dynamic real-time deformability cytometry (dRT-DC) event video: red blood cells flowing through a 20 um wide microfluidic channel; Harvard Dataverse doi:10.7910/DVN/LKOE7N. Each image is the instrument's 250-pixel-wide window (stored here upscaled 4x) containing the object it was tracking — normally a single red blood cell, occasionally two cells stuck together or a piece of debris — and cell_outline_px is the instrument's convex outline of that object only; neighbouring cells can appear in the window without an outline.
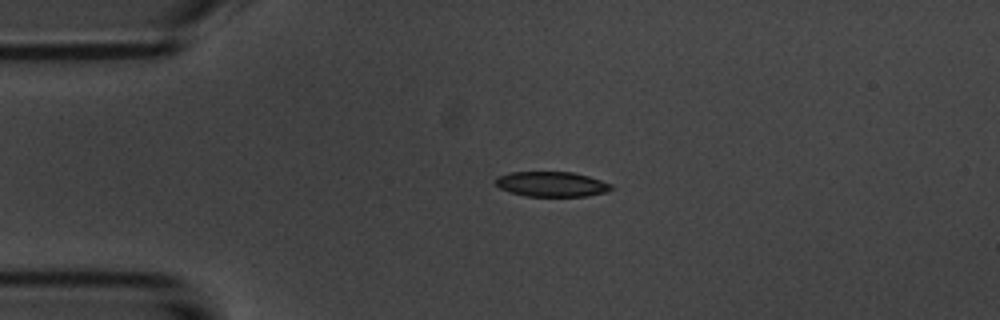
{"species": "common noctule bat (a hibernating species)", "species_latin": "Nyctalus noctula", "temperature_condition": "room temperature", "stored_images_in_passage": 43, "camera_frame_rate_fps": 3000, "um_per_image_px": 0.085, "animal": {"sex": "male", "body_mass_g": 20.1, "forearm_length_mm": 53.5}, "frame": {"image": 1, "passage_image": 1, "time_ms": 0.0, "image_size_px": [1000, 320], "cell_outline_px": [[612, 188], [608, 192], [584, 196], [524, 196], [500, 188], [496, 184], [496, 176], [512, 172], [572, 172], [588, 176], [612, 184]], "centroid_in_image_um": [46.89, 15.65], "position_along_channel_um": 38.1, "area_um2": 16.76}}
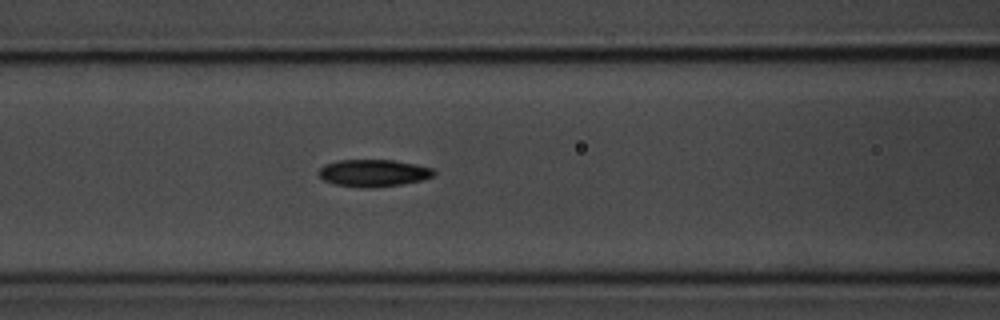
{"frame": {"image": 2, "passage_image": 11, "time_ms": 3.333, "image_size_px": [1000, 320], "cell_outline_px": [[436, 172], [432, 176], [420, 180], [400, 184], [372, 188], [364, 188], [336, 184], [324, 180], [316, 172], [324, 164], [336, 160], [392, 160], [416, 164], [432, 168]], "centroid_in_image_um": [31.7, 14.7], "position_along_channel_um": 134.9, "area_um2": 18.15}}
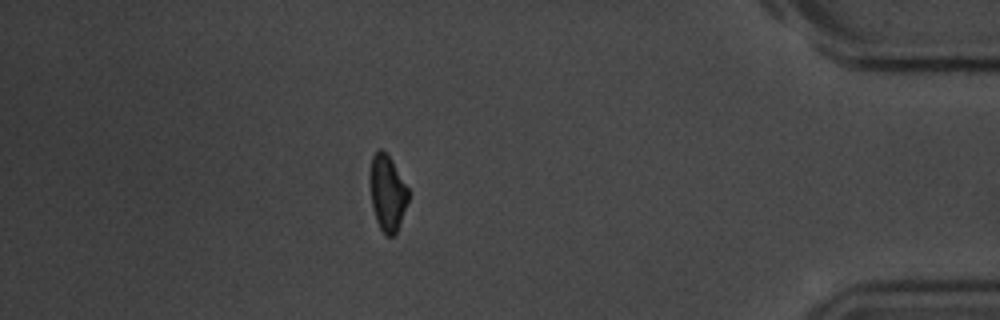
{"frame": {"image": 3, "passage_image": 36, "time_ms": 11.667, "image_size_px": [1000, 320], "cell_outline_px": [[408, 200], [396, 232], [392, 236], [384, 236], [376, 220], [372, 208], [368, 176], [368, 172], [372, 156], [380, 148], [392, 160], [408, 188]], "centroid_in_image_um": [32.88, 16.38], "position_along_channel_um": 402.3, "area_um2": 17.05}, "authors_computed_cell_mechanics": {"area_um2": 17.7446, "velocity_mm_per_s": 3.7289, "shape_relaxation_time_tau1_ms": 3.0973, "shape_relaxation_time_tau2_ms": 7.2968, "deformation_change_tau1": 0.131, "deformation_change_tau2": 0.1381}}